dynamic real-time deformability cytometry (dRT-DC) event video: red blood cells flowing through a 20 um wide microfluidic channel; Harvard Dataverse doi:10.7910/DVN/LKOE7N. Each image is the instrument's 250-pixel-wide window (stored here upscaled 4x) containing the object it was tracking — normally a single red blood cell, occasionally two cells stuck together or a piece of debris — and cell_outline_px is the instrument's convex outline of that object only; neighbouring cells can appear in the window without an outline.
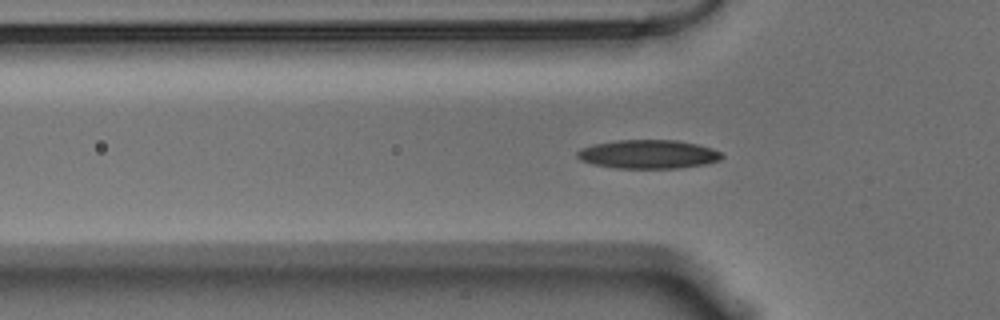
{"species": "Egyptian fruit bat (a non-hibernating species)", "species_latin": "Rousettus aegyptiacus", "temperature_condition": "warm", "stored_images_in_passage": 2, "camera_frame_rate_fps": 3000, "um_per_image_px": 0.085, "animal": {"sex": "male"}, "frame": {"image": 1, "passage_image": 2, "time_ms": 0.333, "image_size_px": [1000, 320], "cell_outline_px": [[724, 156], [720, 160], [708, 164], [680, 168], [612, 168], [592, 164], [580, 160], [576, 156], [576, 152], [580, 148], [592, 144], [616, 140], [676, 140], [696, 144], [712, 148], [720, 152]], "centroid_in_image_um": [55.08, 13.11], "position_along_channel_um": 70.7, "area_um2": 24.51}}